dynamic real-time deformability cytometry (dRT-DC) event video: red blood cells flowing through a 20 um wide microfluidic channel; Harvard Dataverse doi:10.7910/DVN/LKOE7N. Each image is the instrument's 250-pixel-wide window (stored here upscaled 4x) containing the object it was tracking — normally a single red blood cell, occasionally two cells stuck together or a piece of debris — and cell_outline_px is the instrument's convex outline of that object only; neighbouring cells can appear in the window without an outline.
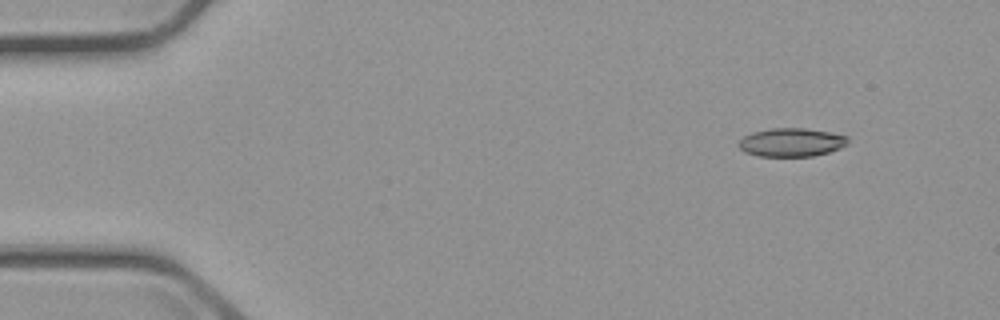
{"species": "common noctule bat (a hibernating species)", "species_latin": "Nyctalus noctula", "temperature_condition": "cold", "stored_images_in_passage": 4, "camera_frame_rate_fps": 3000, "um_per_image_px": 0.085, "animal": {"sex": "male", "body_mass_g": 23.1, "forearm_length_mm": 52.7}, "frame": {"image": 1, "passage_image": 1, "time_ms": 0.0, "image_size_px": [1000, 320], "cell_outline_px": [[848, 144], [840, 148], [828, 152], [812, 156], [756, 156], [744, 152], [736, 144], [744, 136], [752, 132], [772, 128], [804, 128], [828, 132], [848, 136]], "centroid_in_image_um": [67.24, 12.1], "position_along_channel_um": 17.8, "area_um2": 18.15}}
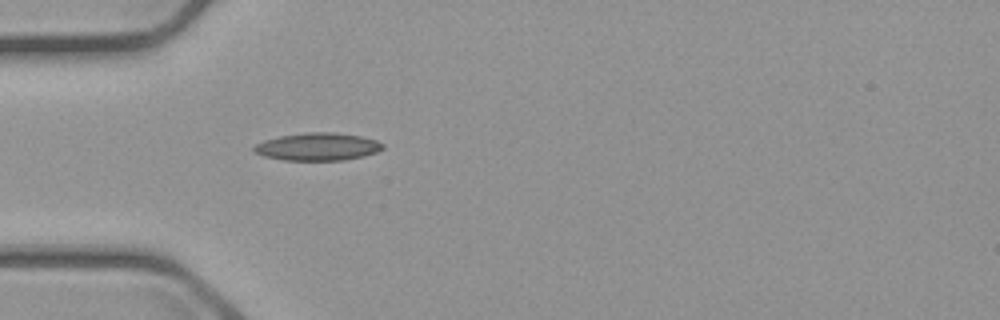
{"frame": {"image": 2, "passage_image": 4, "time_ms": 3.667, "image_size_px": [1000, 320], "cell_outline_px": [[384, 148], [376, 152], [364, 156], [344, 160], [284, 160], [264, 156], [252, 152], [252, 148], [256, 144], [264, 140], [280, 136], [308, 132], [332, 132], [360, 136], [376, 140], [384, 144]], "centroid_in_image_um": [26.99, 12.47], "position_along_channel_um": 58.0, "area_um2": 20.75}}